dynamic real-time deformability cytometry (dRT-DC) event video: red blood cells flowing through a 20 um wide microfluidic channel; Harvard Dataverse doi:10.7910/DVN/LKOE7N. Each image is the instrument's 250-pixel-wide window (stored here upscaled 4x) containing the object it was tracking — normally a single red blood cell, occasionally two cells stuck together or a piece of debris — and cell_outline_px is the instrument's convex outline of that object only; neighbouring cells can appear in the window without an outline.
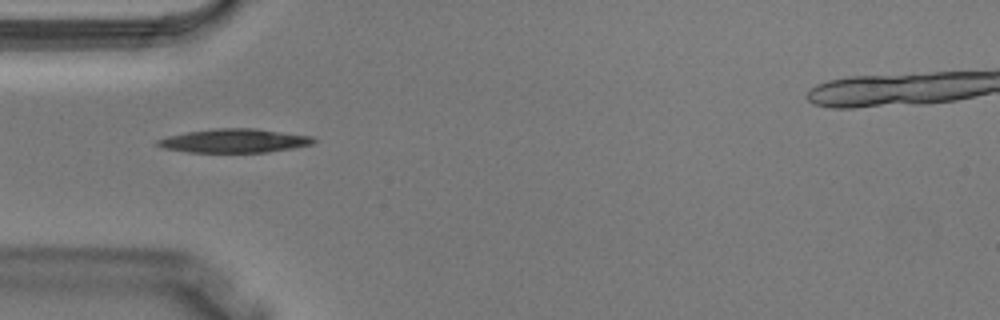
{"species": "Egyptian fruit bat (a non-hibernating species)", "species_latin": "Rousettus aegyptiacus", "temperature_condition": "warm", "stored_images_in_passage": 4, "camera_frame_rate_fps": 3000, "um_per_image_px": 0.085, "animal": {"sex": "male"}, "frame": {"image": 1, "passage_image": 4, "time_ms": 1.0, "image_size_px": [1000, 320], "cell_outline_px": [[316, 140], [312, 144], [292, 148], [268, 152], [188, 152], [164, 148], [156, 144], [156, 140], [168, 136], [188, 132], [216, 128], [256, 128], [316, 136]], "centroid_in_image_um": [19.98, 11.96], "position_along_channel_um": 65.0, "area_um2": 21.68}}